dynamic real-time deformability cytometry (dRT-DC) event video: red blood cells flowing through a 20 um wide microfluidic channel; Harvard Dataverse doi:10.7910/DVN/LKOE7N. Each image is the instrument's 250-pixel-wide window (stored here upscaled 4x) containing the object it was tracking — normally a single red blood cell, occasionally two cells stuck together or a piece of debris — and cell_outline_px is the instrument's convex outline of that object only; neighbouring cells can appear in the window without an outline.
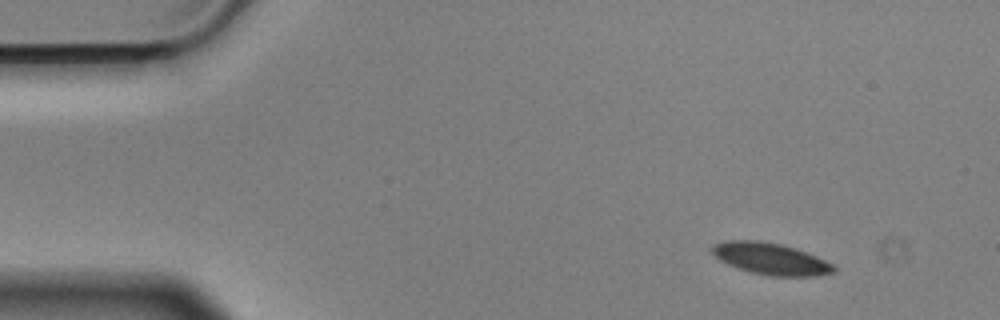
{"species": "Egyptian fruit bat (a non-hibernating species)", "species_latin": "Rousettus aegyptiacus", "temperature_condition": "cold", "stored_images_in_passage": 35, "camera_frame_rate_fps": 3000, "um_per_image_px": 0.085, "animal": {"sex": "male"}, "frame": {"image": 1, "passage_image": 1, "time_ms": 0.0, "image_size_px": [1000, 320], "cell_outline_px": [[836, 272], [816, 276], [768, 276], [748, 272], [736, 268], [720, 260], [712, 252], [712, 244], [728, 240], [760, 240], [780, 244], [816, 256], [832, 264], [836, 268]], "centroid_in_image_um": [65.48, 22.01], "position_along_channel_um": 19.5, "area_um2": 22.43}}
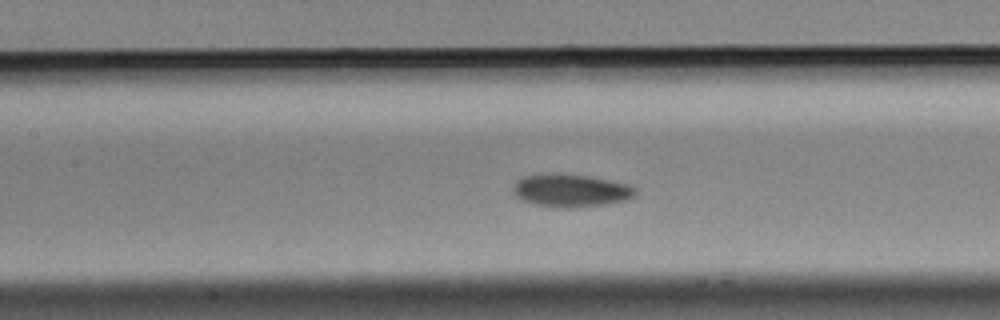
{"frame": {"image": 2, "passage_image": 20, "time_ms": 6.333, "image_size_px": [1000, 320], "cell_outline_px": [[636, 192], [628, 200], [604, 204], [568, 208], [560, 208], [536, 204], [524, 200], [516, 196], [512, 192], [512, 188], [516, 180], [524, 176], [552, 172], [588, 176], [608, 180], [624, 184], [636, 188]], "centroid_in_image_um": [48.46, 16.18], "position_along_channel_um": 158.9, "area_um2": 23.29}}
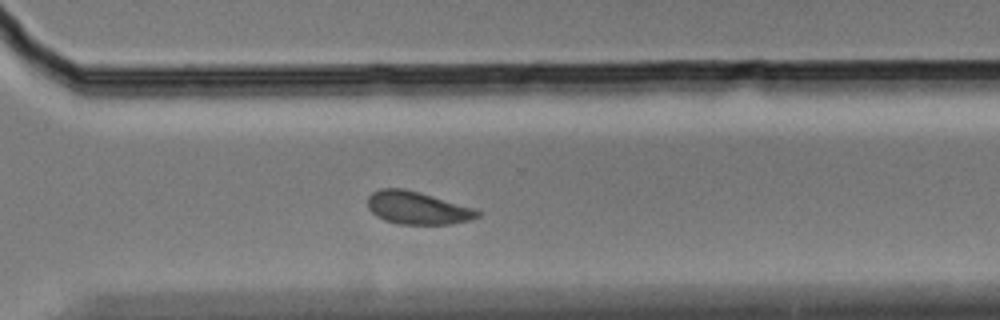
{"frame": {"image": 3, "passage_image": 35, "time_ms": 11.333, "image_size_px": [1000, 320], "cell_outline_px": [[480, 216], [472, 220], [452, 224], [400, 224], [384, 220], [376, 216], [368, 208], [368, 196], [372, 192], [380, 188], [404, 188], [420, 192], [476, 208], [480, 212]], "centroid_in_image_um": [35.5, 17.67], "position_along_channel_um": 335.1, "area_um2": 21.21}}